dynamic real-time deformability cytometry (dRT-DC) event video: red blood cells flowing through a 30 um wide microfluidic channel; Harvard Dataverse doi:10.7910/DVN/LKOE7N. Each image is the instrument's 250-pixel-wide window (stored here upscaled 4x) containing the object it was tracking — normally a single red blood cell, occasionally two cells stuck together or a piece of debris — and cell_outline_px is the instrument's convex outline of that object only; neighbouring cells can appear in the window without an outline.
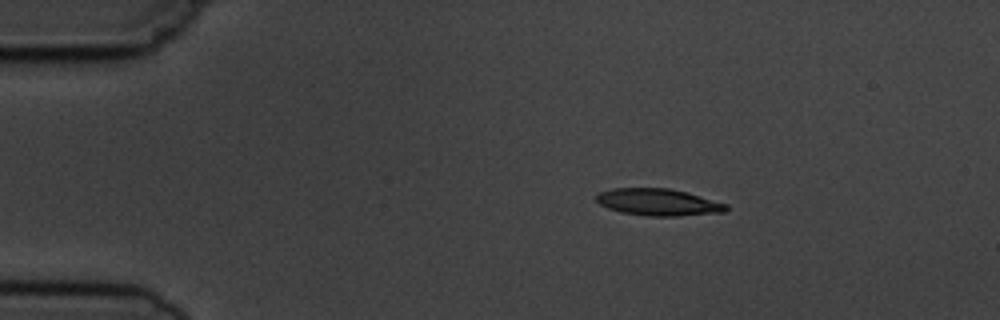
{"species": "common noctule bat (a hibernating species)", "species_latin": "Nyctalus noctula", "temperature_condition": "cold", "stored_images_in_passage": 2, "camera_frame_rate_fps": 3000, "um_per_image_px": 0.085, "animal": {"sex": "male", "body_mass_g": 19.5, "forearm_length_mm": 54.6}, "frame": {"image": 1, "passage_image": 1, "time_ms": 0.0, "image_size_px": [1000, 320], "cell_outline_px": [[728, 208], [724, 212], [680, 216], [648, 216], [620, 212], [608, 208], [600, 204], [596, 200], [596, 196], [600, 192], [612, 188], [668, 188], [688, 192], [728, 204]], "centroid_in_image_um": [55.97, 17.18], "position_along_channel_um": 29.0, "area_um2": 20.46}}